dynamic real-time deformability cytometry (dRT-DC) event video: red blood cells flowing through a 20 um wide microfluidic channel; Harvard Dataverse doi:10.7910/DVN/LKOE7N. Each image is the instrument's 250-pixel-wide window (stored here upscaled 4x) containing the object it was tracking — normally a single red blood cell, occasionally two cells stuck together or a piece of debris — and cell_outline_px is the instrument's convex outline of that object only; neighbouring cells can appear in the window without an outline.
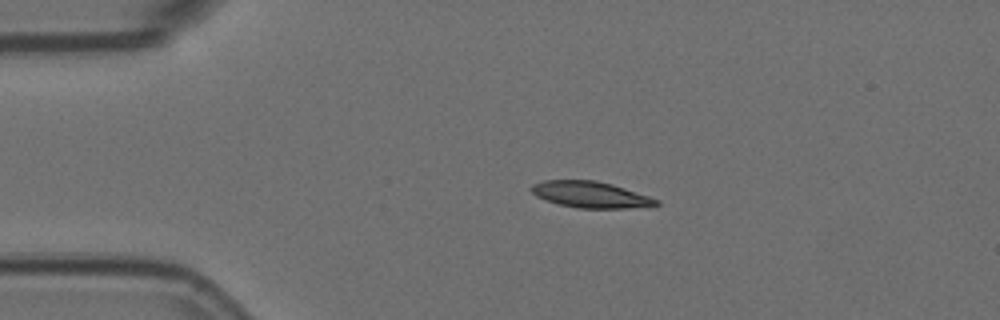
{"species": "Egyptian fruit bat (a non-hibernating species)", "species_latin": "Rousettus aegyptiacus", "temperature_condition": "room temperature", "stored_images_in_passage": 46, "camera_frame_rate_fps": 3000, "um_per_image_px": 0.085, "animal": {"sex": "female"}, "frame": {"image": 1, "passage_image": 1, "time_ms": 0.0, "image_size_px": [1000, 320], "cell_outline_px": [[660, 204], [628, 208], [580, 208], [560, 204], [544, 200], [536, 196], [528, 188], [532, 184], [544, 180], [596, 180], [612, 184], [660, 200]], "centroid_in_image_um": [50.14, 16.53], "position_along_channel_um": 34.9, "area_um2": 19.02}}
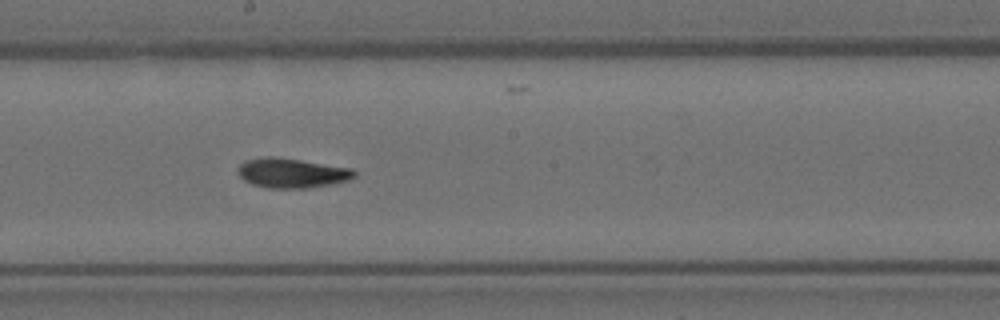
{"frame": {"image": 2, "passage_image": 20, "time_ms": 6.333, "image_size_px": [1000, 320], "cell_outline_px": [[356, 176], [348, 180], [308, 188], [264, 188], [252, 184], [244, 180], [240, 176], [240, 164], [244, 160], [268, 156], [272, 156], [300, 160], [352, 168], [356, 172]], "centroid_in_image_um": [24.8, 14.71], "position_along_channel_um": 223.4, "area_um2": 19.94}}
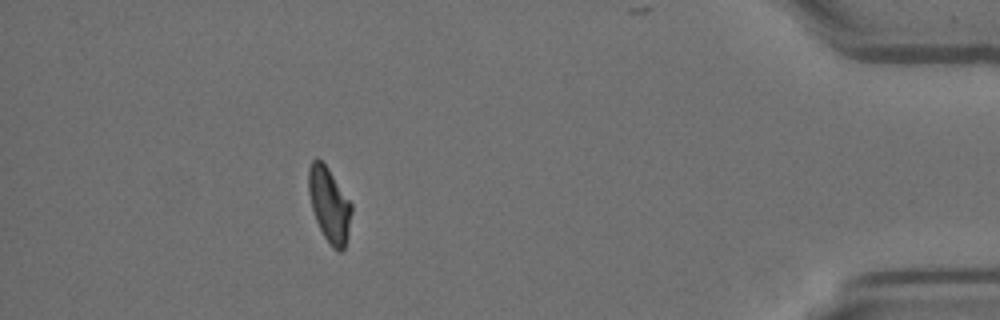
{"frame": {"image": 3, "passage_image": 40, "time_ms": 13.0, "image_size_px": [1000, 320], "cell_outline_px": [[352, 212], [348, 232], [344, 248], [340, 252], [336, 252], [332, 248], [324, 236], [316, 220], [312, 208], [308, 192], [308, 168], [312, 160], [316, 156], [328, 168], [352, 204]], "centroid_in_image_um": [27.98, 17.39], "position_along_channel_um": 407.2, "area_um2": 18.61}, "authors_computed_cell_mechanics": {"area_um2": 19.2474, "velocity_mm_per_s": 3.5706, "shape_relaxation_time_tau1_ms": 4.9717, "shape_relaxation_time_tau2_ms": 3.0727, "deformation_change_tau1": 0.1654, "deformation_change_tau2": 0.0891}}